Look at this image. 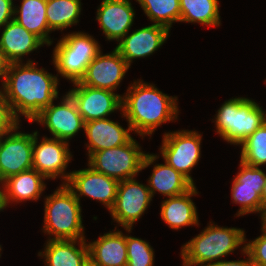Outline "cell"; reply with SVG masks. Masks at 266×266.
Listing matches in <instances>:
<instances>
[{"label":"cell","mask_w":266,"mask_h":266,"mask_svg":"<svg viewBox=\"0 0 266 266\" xmlns=\"http://www.w3.org/2000/svg\"><path fill=\"white\" fill-rule=\"evenodd\" d=\"M58 74L54 76L36 67L32 60L23 65L9 63L1 92L13 117L20 122L22 115L32 120L58 97Z\"/></svg>","instance_id":"obj_1"},{"label":"cell","mask_w":266,"mask_h":266,"mask_svg":"<svg viewBox=\"0 0 266 266\" xmlns=\"http://www.w3.org/2000/svg\"><path fill=\"white\" fill-rule=\"evenodd\" d=\"M177 97L158 90L154 84L134 81L122 96V116L128 126L144 138L151 136L158 126L177 119Z\"/></svg>","instance_id":"obj_2"},{"label":"cell","mask_w":266,"mask_h":266,"mask_svg":"<svg viewBox=\"0 0 266 266\" xmlns=\"http://www.w3.org/2000/svg\"><path fill=\"white\" fill-rule=\"evenodd\" d=\"M245 231L220 227L210 222L200 234L182 246L183 266H202L221 261L223 257L245 244Z\"/></svg>","instance_id":"obj_3"},{"label":"cell","mask_w":266,"mask_h":266,"mask_svg":"<svg viewBox=\"0 0 266 266\" xmlns=\"http://www.w3.org/2000/svg\"><path fill=\"white\" fill-rule=\"evenodd\" d=\"M43 231L53 240H81L84 237L80 201L66 186L60 185L45 197Z\"/></svg>","instance_id":"obj_4"},{"label":"cell","mask_w":266,"mask_h":266,"mask_svg":"<svg viewBox=\"0 0 266 266\" xmlns=\"http://www.w3.org/2000/svg\"><path fill=\"white\" fill-rule=\"evenodd\" d=\"M215 116L216 132L223 140L235 145H240L266 121L260 105L245 97L225 101Z\"/></svg>","instance_id":"obj_5"},{"label":"cell","mask_w":266,"mask_h":266,"mask_svg":"<svg viewBox=\"0 0 266 266\" xmlns=\"http://www.w3.org/2000/svg\"><path fill=\"white\" fill-rule=\"evenodd\" d=\"M132 137L126 144L93 152L88 165L94 170L119 181L134 178L159 157L146 154Z\"/></svg>","instance_id":"obj_6"},{"label":"cell","mask_w":266,"mask_h":266,"mask_svg":"<svg viewBox=\"0 0 266 266\" xmlns=\"http://www.w3.org/2000/svg\"><path fill=\"white\" fill-rule=\"evenodd\" d=\"M100 51V45L94 37L83 32H73L66 34L56 44L53 64L62 77L76 83Z\"/></svg>","instance_id":"obj_7"},{"label":"cell","mask_w":266,"mask_h":266,"mask_svg":"<svg viewBox=\"0 0 266 266\" xmlns=\"http://www.w3.org/2000/svg\"><path fill=\"white\" fill-rule=\"evenodd\" d=\"M202 136L196 131L178 130L163 135L160 154L164 161L185 176L193 185L190 175L201 156Z\"/></svg>","instance_id":"obj_8"},{"label":"cell","mask_w":266,"mask_h":266,"mask_svg":"<svg viewBox=\"0 0 266 266\" xmlns=\"http://www.w3.org/2000/svg\"><path fill=\"white\" fill-rule=\"evenodd\" d=\"M18 125L19 123L0 136L1 183L13 175L33 168V133L16 132Z\"/></svg>","instance_id":"obj_9"},{"label":"cell","mask_w":266,"mask_h":266,"mask_svg":"<svg viewBox=\"0 0 266 266\" xmlns=\"http://www.w3.org/2000/svg\"><path fill=\"white\" fill-rule=\"evenodd\" d=\"M151 201L152 196L146 185L135 178L121 180L114 206L109 212L113 220L130 233L133 224L145 213Z\"/></svg>","instance_id":"obj_10"},{"label":"cell","mask_w":266,"mask_h":266,"mask_svg":"<svg viewBox=\"0 0 266 266\" xmlns=\"http://www.w3.org/2000/svg\"><path fill=\"white\" fill-rule=\"evenodd\" d=\"M38 131L33 132V169L41 173L46 179L61 177L63 184L68 181L70 173L65 169L70 162L69 143L56 138L43 137L38 144Z\"/></svg>","instance_id":"obj_11"},{"label":"cell","mask_w":266,"mask_h":266,"mask_svg":"<svg viewBox=\"0 0 266 266\" xmlns=\"http://www.w3.org/2000/svg\"><path fill=\"white\" fill-rule=\"evenodd\" d=\"M33 121L46 126L53 138L66 142L85 128V122L68 93L63 96L61 103L55 105L52 102Z\"/></svg>","instance_id":"obj_12"},{"label":"cell","mask_w":266,"mask_h":266,"mask_svg":"<svg viewBox=\"0 0 266 266\" xmlns=\"http://www.w3.org/2000/svg\"><path fill=\"white\" fill-rule=\"evenodd\" d=\"M89 168L72 171L66 186L80 201L82 195L103 203L110 211L114 206L119 180Z\"/></svg>","instance_id":"obj_13"},{"label":"cell","mask_w":266,"mask_h":266,"mask_svg":"<svg viewBox=\"0 0 266 266\" xmlns=\"http://www.w3.org/2000/svg\"><path fill=\"white\" fill-rule=\"evenodd\" d=\"M76 86L68 94L75 102L84 122L107 118L115 110L122 111V96L113 91L88 87L73 83Z\"/></svg>","instance_id":"obj_14"},{"label":"cell","mask_w":266,"mask_h":266,"mask_svg":"<svg viewBox=\"0 0 266 266\" xmlns=\"http://www.w3.org/2000/svg\"><path fill=\"white\" fill-rule=\"evenodd\" d=\"M240 171L234 177L231 196L233 203L240 204L236 214L243 216L249 213H260L262 220V187L265 183V173L259 168L249 166L240 161Z\"/></svg>","instance_id":"obj_15"},{"label":"cell","mask_w":266,"mask_h":266,"mask_svg":"<svg viewBox=\"0 0 266 266\" xmlns=\"http://www.w3.org/2000/svg\"><path fill=\"white\" fill-rule=\"evenodd\" d=\"M128 69L127 62L116 48L105 55L100 51L88 64L85 74L77 83L114 92Z\"/></svg>","instance_id":"obj_16"},{"label":"cell","mask_w":266,"mask_h":266,"mask_svg":"<svg viewBox=\"0 0 266 266\" xmlns=\"http://www.w3.org/2000/svg\"><path fill=\"white\" fill-rule=\"evenodd\" d=\"M169 29L159 24H151L127 33L115 47L128 66L134 59L145 58L160 48L169 36Z\"/></svg>","instance_id":"obj_17"},{"label":"cell","mask_w":266,"mask_h":266,"mask_svg":"<svg viewBox=\"0 0 266 266\" xmlns=\"http://www.w3.org/2000/svg\"><path fill=\"white\" fill-rule=\"evenodd\" d=\"M97 9L98 20L107 40L119 42L133 26L135 12L129 0H103Z\"/></svg>","instance_id":"obj_18"},{"label":"cell","mask_w":266,"mask_h":266,"mask_svg":"<svg viewBox=\"0 0 266 266\" xmlns=\"http://www.w3.org/2000/svg\"><path fill=\"white\" fill-rule=\"evenodd\" d=\"M132 129H124L120 123L114 122L108 118L96 119L85 122L84 132L89 143L88 156L93 152L102 151L126 144L131 138Z\"/></svg>","instance_id":"obj_19"},{"label":"cell","mask_w":266,"mask_h":266,"mask_svg":"<svg viewBox=\"0 0 266 266\" xmlns=\"http://www.w3.org/2000/svg\"><path fill=\"white\" fill-rule=\"evenodd\" d=\"M0 37V49L9 63H21L27 55L45 43L35 34L26 30L14 19L6 23Z\"/></svg>","instance_id":"obj_20"},{"label":"cell","mask_w":266,"mask_h":266,"mask_svg":"<svg viewBox=\"0 0 266 266\" xmlns=\"http://www.w3.org/2000/svg\"><path fill=\"white\" fill-rule=\"evenodd\" d=\"M44 179L41 173L32 168L4 180L2 188L5 208L12 202L37 201L46 188Z\"/></svg>","instance_id":"obj_21"},{"label":"cell","mask_w":266,"mask_h":266,"mask_svg":"<svg viewBox=\"0 0 266 266\" xmlns=\"http://www.w3.org/2000/svg\"><path fill=\"white\" fill-rule=\"evenodd\" d=\"M197 189L194 185L186 193L168 197L161 203V218L171 229L178 230L185 226L199 225L196 206L191 199L197 195Z\"/></svg>","instance_id":"obj_22"},{"label":"cell","mask_w":266,"mask_h":266,"mask_svg":"<svg viewBox=\"0 0 266 266\" xmlns=\"http://www.w3.org/2000/svg\"><path fill=\"white\" fill-rule=\"evenodd\" d=\"M76 243L80 246L76 247ZM38 255L45 258L46 266H82L89 255V249L85 239H48L44 252H39Z\"/></svg>","instance_id":"obj_23"},{"label":"cell","mask_w":266,"mask_h":266,"mask_svg":"<svg viewBox=\"0 0 266 266\" xmlns=\"http://www.w3.org/2000/svg\"><path fill=\"white\" fill-rule=\"evenodd\" d=\"M89 255L101 266H127L126 235L122 231L104 233L88 244Z\"/></svg>","instance_id":"obj_24"},{"label":"cell","mask_w":266,"mask_h":266,"mask_svg":"<svg viewBox=\"0 0 266 266\" xmlns=\"http://www.w3.org/2000/svg\"><path fill=\"white\" fill-rule=\"evenodd\" d=\"M46 4L47 0H22L19 9L14 6L13 19L49 46L53 41L49 37L52 31L48 27Z\"/></svg>","instance_id":"obj_25"},{"label":"cell","mask_w":266,"mask_h":266,"mask_svg":"<svg viewBox=\"0 0 266 266\" xmlns=\"http://www.w3.org/2000/svg\"><path fill=\"white\" fill-rule=\"evenodd\" d=\"M147 187L153 198L155 191L167 197L179 196L189 191L194 185L180 172L167 164H156Z\"/></svg>","instance_id":"obj_26"},{"label":"cell","mask_w":266,"mask_h":266,"mask_svg":"<svg viewBox=\"0 0 266 266\" xmlns=\"http://www.w3.org/2000/svg\"><path fill=\"white\" fill-rule=\"evenodd\" d=\"M218 0H180V22L219 26Z\"/></svg>","instance_id":"obj_27"},{"label":"cell","mask_w":266,"mask_h":266,"mask_svg":"<svg viewBox=\"0 0 266 266\" xmlns=\"http://www.w3.org/2000/svg\"><path fill=\"white\" fill-rule=\"evenodd\" d=\"M80 14L81 0H47L46 17L51 31L77 24Z\"/></svg>","instance_id":"obj_28"},{"label":"cell","mask_w":266,"mask_h":266,"mask_svg":"<svg viewBox=\"0 0 266 266\" xmlns=\"http://www.w3.org/2000/svg\"><path fill=\"white\" fill-rule=\"evenodd\" d=\"M154 24L167 27L180 22V0H136Z\"/></svg>","instance_id":"obj_29"},{"label":"cell","mask_w":266,"mask_h":266,"mask_svg":"<svg viewBox=\"0 0 266 266\" xmlns=\"http://www.w3.org/2000/svg\"><path fill=\"white\" fill-rule=\"evenodd\" d=\"M241 159L243 163L260 167L266 164V121L248 136L241 144Z\"/></svg>","instance_id":"obj_30"},{"label":"cell","mask_w":266,"mask_h":266,"mask_svg":"<svg viewBox=\"0 0 266 266\" xmlns=\"http://www.w3.org/2000/svg\"><path fill=\"white\" fill-rule=\"evenodd\" d=\"M126 247L127 266H153L154 251L147 241L127 235Z\"/></svg>","instance_id":"obj_31"},{"label":"cell","mask_w":266,"mask_h":266,"mask_svg":"<svg viewBox=\"0 0 266 266\" xmlns=\"http://www.w3.org/2000/svg\"><path fill=\"white\" fill-rule=\"evenodd\" d=\"M261 224L262 235L245 244L254 266H266V225Z\"/></svg>","instance_id":"obj_32"},{"label":"cell","mask_w":266,"mask_h":266,"mask_svg":"<svg viewBox=\"0 0 266 266\" xmlns=\"http://www.w3.org/2000/svg\"><path fill=\"white\" fill-rule=\"evenodd\" d=\"M18 123L13 117L9 105L0 90V136L10 131Z\"/></svg>","instance_id":"obj_33"},{"label":"cell","mask_w":266,"mask_h":266,"mask_svg":"<svg viewBox=\"0 0 266 266\" xmlns=\"http://www.w3.org/2000/svg\"><path fill=\"white\" fill-rule=\"evenodd\" d=\"M14 3L10 0H0V28L14 18Z\"/></svg>","instance_id":"obj_34"},{"label":"cell","mask_w":266,"mask_h":266,"mask_svg":"<svg viewBox=\"0 0 266 266\" xmlns=\"http://www.w3.org/2000/svg\"><path fill=\"white\" fill-rule=\"evenodd\" d=\"M242 253H244L243 255H247L248 258L245 260H234V261H227V260H221L218 262H213V263H207L205 265L202 266H254L252 259L249 255V253L245 250V245L242 247Z\"/></svg>","instance_id":"obj_35"},{"label":"cell","mask_w":266,"mask_h":266,"mask_svg":"<svg viewBox=\"0 0 266 266\" xmlns=\"http://www.w3.org/2000/svg\"><path fill=\"white\" fill-rule=\"evenodd\" d=\"M9 62L4 57L3 52L0 49V78L3 80L2 84L5 80L7 69H8Z\"/></svg>","instance_id":"obj_36"},{"label":"cell","mask_w":266,"mask_h":266,"mask_svg":"<svg viewBox=\"0 0 266 266\" xmlns=\"http://www.w3.org/2000/svg\"><path fill=\"white\" fill-rule=\"evenodd\" d=\"M261 201H262V219L266 215V174H265V183L262 187V194H261Z\"/></svg>","instance_id":"obj_37"},{"label":"cell","mask_w":266,"mask_h":266,"mask_svg":"<svg viewBox=\"0 0 266 266\" xmlns=\"http://www.w3.org/2000/svg\"><path fill=\"white\" fill-rule=\"evenodd\" d=\"M82 266H101L90 255L83 261Z\"/></svg>","instance_id":"obj_38"},{"label":"cell","mask_w":266,"mask_h":266,"mask_svg":"<svg viewBox=\"0 0 266 266\" xmlns=\"http://www.w3.org/2000/svg\"><path fill=\"white\" fill-rule=\"evenodd\" d=\"M5 209L4 200H3V189L0 188V211Z\"/></svg>","instance_id":"obj_39"},{"label":"cell","mask_w":266,"mask_h":266,"mask_svg":"<svg viewBox=\"0 0 266 266\" xmlns=\"http://www.w3.org/2000/svg\"><path fill=\"white\" fill-rule=\"evenodd\" d=\"M262 223H264L266 225V215L264 216V218L261 220Z\"/></svg>","instance_id":"obj_40"}]
</instances>
